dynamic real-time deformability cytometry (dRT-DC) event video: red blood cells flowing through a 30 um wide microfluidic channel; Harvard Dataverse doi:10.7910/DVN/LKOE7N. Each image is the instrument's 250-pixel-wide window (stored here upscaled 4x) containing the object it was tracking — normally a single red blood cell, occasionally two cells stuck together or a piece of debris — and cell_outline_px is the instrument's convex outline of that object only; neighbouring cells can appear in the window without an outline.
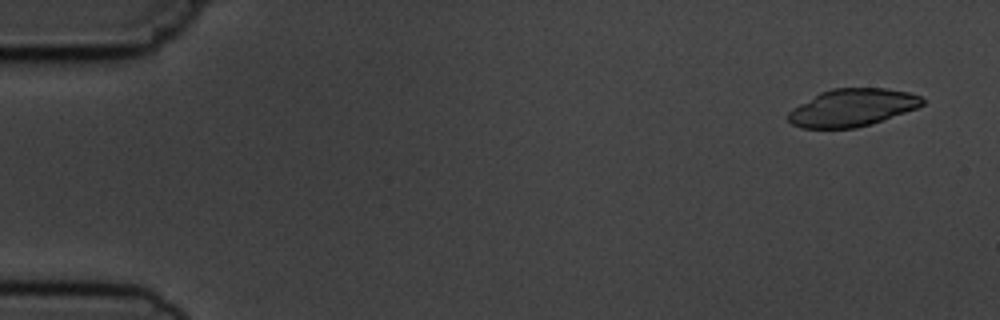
{"species": "common noctule bat (a hibernating species)", "species_latin": "Nyctalus noctula", "temperature_condition": "cold", "stored_images_in_passage": 4, "camera_frame_rate_fps": 3000, "um_per_image_px": 0.085, "animal": {"sex": "male", "body_mass_g": 19.5, "forearm_length_mm": 54.6}, "frame": {"image": 1, "passage_image": 1, "time_ms": 0.0, "image_size_px": [1000, 320], "cell_outline_px": [[924, 104], [916, 108], [872, 124], [856, 128], [800, 128], [792, 124], [784, 116], [792, 108], [820, 92], [832, 88], [884, 88], [908, 92], [920, 96], [924, 100]], "centroid_in_image_um": [72.4, 9.15], "position_along_channel_um": 12.6, "area_um2": 29.42}}